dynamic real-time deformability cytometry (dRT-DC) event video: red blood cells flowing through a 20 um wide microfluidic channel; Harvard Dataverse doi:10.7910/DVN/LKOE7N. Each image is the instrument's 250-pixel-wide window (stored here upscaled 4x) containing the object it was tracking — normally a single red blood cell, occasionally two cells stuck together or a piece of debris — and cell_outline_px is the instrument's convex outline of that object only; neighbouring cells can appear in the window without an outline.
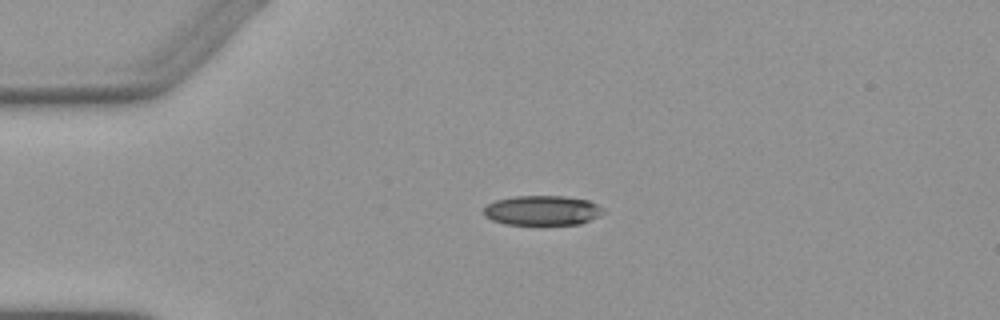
{"species": "Egyptian fruit bat (a non-hibernating species)", "species_latin": "Rousettus aegyptiacus", "temperature_condition": "warm", "stored_images_in_passage": 2, "camera_frame_rate_fps": 3000, "um_per_image_px": 0.085, "animal": {"sex": "female"}, "frame": {"image": 1, "passage_image": 1, "time_ms": 0.0, "image_size_px": [1000, 320], "cell_outline_px": [[604, 212], [600, 216], [580, 224], [544, 228], [540, 228], [504, 224], [492, 220], [484, 216], [484, 208], [488, 204], [496, 200], [512, 196], [564, 196], [588, 200], [604, 208]], "centroid_in_image_um": [46.1, 17.95], "position_along_channel_um": 38.9, "area_um2": 21.91}}